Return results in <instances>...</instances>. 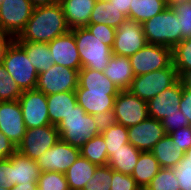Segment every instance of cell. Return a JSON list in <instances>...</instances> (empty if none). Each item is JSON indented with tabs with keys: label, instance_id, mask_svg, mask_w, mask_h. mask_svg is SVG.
Segmentation results:
<instances>
[{
	"label": "cell",
	"instance_id": "obj_34",
	"mask_svg": "<svg viewBox=\"0 0 191 190\" xmlns=\"http://www.w3.org/2000/svg\"><path fill=\"white\" fill-rule=\"evenodd\" d=\"M105 144L108 158L113 154V151L122 148L128 140V128L121 124H114L101 133Z\"/></svg>",
	"mask_w": 191,
	"mask_h": 190
},
{
	"label": "cell",
	"instance_id": "obj_11",
	"mask_svg": "<svg viewBox=\"0 0 191 190\" xmlns=\"http://www.w3.org/2000/svg\"><path fill=\"white\" fill-rule=\"evenodd\" d=\"M18 101L26 128L51 125L47 108V95L43 92L37 89L23 91Z\"/></svg>",
	"mask_w": 191,
	"mask_h": 190
},
{
	"label": "cell",
	"instance_id": "obj_12",
	"mask_svg": "<svg viewBox=\"0 0 191 190\" xmlns=\"http://www.w3.org/2000/svg\"><path fill=\"white\" fill-rule=\"evenodd\" d=\"M147 44L142 23L126 19L117 29L112 47L114 55L130 57Z\"/></svg>",
	"mask_w": 191,
	"mask_h": 190
},
{
	"label": "cell",
	"instance_id": "obj_31",
	"mask_svg": "<svg viewBox=\"0 0 191 190\" xmlns=\"http://www.w3.org/2000/svg\"><path fill=\"white\" fill-rule=\"evenodd\" d=\"M150 152L158 160L161 168H174L184 155V152L176 151L173 139L169 134L160 139Z\"/></svg>",
	"mask_w": 191,
	"mask_h": 190
},
{
	"label": "cell",
	"instance_id": "obj_30",
	"mask_svg": "<svg viewBox=\"0 0 191 190\" xmlns=\"http://www.w3.org/2000/svg\"><path fill=\"white\" fill-rule=\"evenodd\" d=\"M77 89H88L90 91H120L113 82L105 76L104 72L91 68L79 70Z\"/></svg>",
	"mask_w": 191,
	"mask_h": 190
},
{
	"label": "cell",
	"instance_id": "obj_24",
	"mask_svg": "<svg viewBox=\"0 0 191 190\" xmlns=\"http://www.w3.org/2000/svg\"><path fill=\"white\" fill-rule=\"evenodd\" d=\"M142 151L130 143H126L108 158L107 165L114 171L132 175Z\"/></svg>",
	"mask_w": 191,
	"mask_h": 190
},
{
	"label": "cell",
	"instance_id": "obj_9",
	"mask_svg": "<svg viewBox=\"0 0 191 190\" xmlns=\"http://www.w3.org/2000/svg\"><path fill=\"white\" fill-rule=\"evenodd\" d=\"M135 76L169 67L172 64V49L155 44H146L129 57Z\"/></svg>",
	"mask_w": 191,
	"mask_h": 190
},
{
	"label": "cell",
	"instance_id": "obj_42",
	"mask_svg": "<svg viewBox=\"0 0 191 190\" xmlns=\"http://www.w3.org/2000/svg\"><path fill=\"white\" fill-rule=\"evenodd\" d=\"M112 185L110 190H141L131 175L123 174L112 169Z\"/></svg>",
	"mask_w": 191,
	"mask_h": 190
},
{
	"label": "cell",
	"instance_id": "obj_13",
	"mask_svg": "<svg viewBox=\"0 0 191 190\" xmlns=\"http://www.w3.org/2000/svg\"><path fill=\"white\" fill-rule=\"evenodd\" d=\"M113 110L116 122L127 128L142 122L149 116L147 102L131 94L128 90L120 91L117 94Z\"/></svg>",
	"mask_w": 191,
	"mask_h": 190
},
{
	"label": "cell",
	"instance_id": "obj_10",
	"mask_svg": "<svg viewBox=\"0 0 191 190\" xmlns=\"http://www.w3.org/2000/svg\"><path fill=\"white\" fill-rule=\"evenodd\" d=\"M60 139L55 125H46L37 128H26L24 138L17 151L36 161L47 149L54 146Z\"/></svg>",
	"mask_w": 191,
	"mask_h": 190
},
{
	"label": "cell",
	"instance_id": "obj_41",
	"mask_svg": "<svg viewBox=\"0 0 191 190\" xmlns=\"http://www.w3.org/2000/svg\"><path fill=\"white\" fill-rule=\"evenodd\" d=\"M86 28L101 42L107 44L111 48L114 44L116 29L105 24H88Z\"/></svg>",
	"mask_w": 191,
	"mask_h": 190
},
{
	"label": "cell",
	"instance_id": "obj_54",
	"mask_svg": "<svg viewBox=\"0 0 191 190\" xmlns=\"http://www.w3.org/2000/svg\"><path fill=\"white\" fill-rule=\"evenodd\" d=\"M187 0H167L168 6L172 7L173 5L185 2Z\"/></svg>",
	"mask_w": 191,
	"mask_h": 190
},
{
	"label": "cell",
	"instance_id": "obj_28",
	"mask_svg": "<svg viewBox=\"0 0 191 190\" xmlns=\"http://www.w3.org/2000/svg\"><path fill=\"white\" fill-rule=\"evenodd\" d=\"M160 169L159 162L154 155L150 151H145L141 152L131 176L141 189H145Z\"/></svg>",
	"mask_w": 191,
	"mask_h": 190
},
{
	"label": "cell",
	"instance_id": "obj_16",
	"mask_svg": "<svg viewBox=\"0 0 191 190\" xmlns=\"http://www.w3.org/2000/svg\"><path fill=\"white\" fill-rule=\"evenodd\" d=\"M0 131L16 147L22 142L26 127L19 101L0 102Z\"/></svg>",
	"mask_w": 191,
	"mask_h": 190
},
{
	"label": "cell",
	"instance_id": "obj_52",
	"mask_svg": "<svg viewBox=\"0 0 191 190\" xmlns=\"http://www.w3.org/2000/svg\"><path fill=\"white\" fill-rule=\"evenodd\" d=\"M33 7H41L45 5L54 4L59 0H30Z\"/></svg>",
	"mask_w": 191,
	"mask_h": 190
},
{
	"label": "cell",
	"instance_id": "obj_33",
	"mask_svg": "<svg viewBox=\"0 0 191 190\" xmlns=\"http://www.w3.org/2000/svg\"><path fill=\"white\" fill-rule=\"evenodd\" d=\"M172 63L180 78L191 71V38L182 40L172 48Z\"/></svg>",
	"mask_w": 191,
	"mask_h": 190
},
{
	"label": "cell",
	"instance_id": "obj_2",
	"mask_svg": "<svg viewBox=\"0 0 191 190\" xmlns=\"http://www.w3.org/2000/svg\"><path fill=\"white\" fill-rule=\"evenodd\" d=\"M56 127L61 141L79 149L85 142L100 134L93 115L86 113L78 103Z\"/></svg>",
	"mask_w": 191,
	"mask_h": 190
},
{
	"label": "cell",
	"instance_id": "obj_44",
	"mask_svg": "<svg viewBox=\"0 0 191 190\" xmlns=\"http://www.w3.org/2000/svg\"><path fill=\"white\" fill-rule=\"evenodd\" d=\"M162 126L166 134H170L179 128L189 126V121L180 109L172 115L166 116L161 120Z\"/></svg>",
	"mask_w": 191,
	"mask_h": 190
},
{
	"label": "cell",
	"instance_id": "obj_19",
	"mask_svg": "<svg viewBox=\"0 0 191 190\" xmlns=\"http://www.w3.org/2000/svg\"><path fill=\"white\" fill-rule=\"evenodd\" d=\"M120 91H90L76 89L77 103L90 115L114 109L115 97Z\"/></svg>",
	"mask_w": 191,
	"mask_h": 190
},
{
	"label": "cell",
	"instance_id": "obj_5",
	"mask_svg": "<svg viewBox=\"0 0 191 190\" xmlns=\"http://www.w3.org/2000/svg\"><path fill=\"white\" fill-rule=\"evenodd\" d=\"M179 79L177 69L172 63L169 67L135 76L128 91L148 102L163 90L174 85Z\"/></svg>",
	"mask_w": 191,
	"mask_h": 190
},
{
	"label": "cell",
	"instance_id": "obj_22",
	"mask_svg": "<svg viewBox=\"0 0 191 190\" xmlns=\"http://www.w3.org/2000/svg\"><path fill=\"white\" fill-rule=\"evenodd\" d=\"M9 159L13 166V186L17 184H34L38 182L40 169L31 158L23 155L19 151L12 154Z\"/></svg>",
	"mask_w": 191,
	"mask_h": 190
},
{
	"label": "cell",
	"instance_id": "obj_45",
	"mask_svg": "<svg viewBox=\"0 0 191 190\" xmlns=\"http://www.w3.org/2000/svg\"><path fill=\"white\" fill-rule=\"evenodd\" d=\"M13 186V166L9 158L0 160V187L10 189Z\"/></svg>",
	"mask_w": 191,
	"mask_h": 190
},
{
	"label": "cell",
	"instance_id": "obj_8",
	"mask_svg": "<svg viewBox=\"0 0 191 190\" xmlns=\"http://www.w3.org/2000/svg\"><path fill=\"white\" fill-rule=\"evenodd\" d=\"M79 71L55 64L37 77V90L45 95L75 91L78 87Z\"/></svg>",
	"mask_w": 191,
	"mask_h": 190
},
{
	"label": "cell",
	"instance_id": "obj_48",
	"mask_svg": "<svg viewBox=\"0 0 191 190\" xmlns=\"http://www.w3.org/2000/svg\"><path fill=\"white\" fill-rule=\"evenodd\" d=\"M17 151V147L0 131V160L9 158Z\"/></svg>",
	"mask_w": 191,
	"mask_h": 190
},
{
	"label": "cell",
	"instance_id": "obj_38",
	"mask_svg": "<svg viewBox=\"0 0 191 190\" xmlns=\"http://www.w3.org/2000/svg\"><path fill=\"white\" fill-rule=\"evenodd\" d=\"M38 190H70L64 173L41 172L38 178Z\"/></svg>",
	"mask_w": 191,
	"mask_h": 190
},
{
	"label": "cell",
	"instance_id": "obj_25",
	"mask_svg": "<svg viewBox=\"0 0 191 190\" xmlns=\"http://www.w3.org/2000/svg\"><path fill=\"white\" fill-rule=\"evenodd\" d=\"M97 167V165L80 155L64 173L69 189L83 190L89 178L94 175Z\"/></svg>",
	"mask_w": 191,
	"mask_h": 190
},
{
	"label": "cell",
	"instance_id": "obj_15",
	"mask_svg": "<svg viewBox=\"0 0 191 190\" xmlns=\"http://www.w3.org/2000/svg\"><path fill=\"white\" fill-rule=\"evenodd\" d=\"M165 135L161 121L149 116L142 122L128 127L129 143L142 152L151 151Z\"/></svg>",
	"mask_w": 191,
	"mask_h": 190
},
{
	"label": "cell",
	"instance_id": "obj_6",
	"mask_svg": "<svg viewBox=\"0 0 191 190\" xmlns=\"http://www.w3.org/2000/svg\"><path fill=\"white\" fill-rule=\"evenodd\" d=\"M26 52L13 41L6 50L3 66L22 91L36 88L38 73Z\"/></svg>",
	"mask_w": 191,
	"mask_h": 190
},
{
	"label": "cell",
	"instance_id": "obj_32",
	"mask_svg": "<svg viewBox=\"0 0 191 190\" xmlns=\"http://www.w3.org/2000/svg\"><path fill=\"white\" fill-rule=\"evenodd\" d=\"M80 155L97 166H106L108 155L102 134L94 136L80 148Z\"/></svg>",
	"mask_w": 191,
	"mask_h": 190
},
{
	"label": "cell",
	"instance_id": "obj_40",
	"mask_svg": "<svg viewBox=\"0 0 191 190\" xmlns=\"http://www.w3.org/2000/svg\"><path fill=\"white\" fill-rule=\"evenodd\" d=\"M174 175L179 182L180 190H191V162L187 161L185 154L174 167Z\"/></svg>",
	"mask_w": 191,
	"mask_h": 190
},
{
	"label": "cell",
	"instance_id": "obj_23",
	"mask_svg": "<svg viewBox=\"0 0 191 190\" xmlns=\"http://www.w3.org/2000/svg\"><path fill=\"white\" fill-rule=\"evenodd\" d=\"M47 103L50 124L57 126L77 104L76 93L75 91H67L47 95Z\"/></svg>",
	"mask_w": 191,
	"mask_h": 190
},
{
	"label": "cell",
	"instance_id": "obj_56",
	"mask_svg": "<svg viewBox=\"0 0 191 190\" xmlns=\"http://www.w3.org/2000/svg\"><path fill=\"white\" fill-rule=\"evenodd\" d=\"M0 190H11V189H6L5 187H0Z\"/></svg>",
	"mask_w": 191,
	"mask_h": 190
},
{
	"label": "cell",
	"instance_id": "obj_27",
	"mask_svg": "<svg viewBox=\"0 0 191 190\" xmlns=\"http://www.w3.org/2000/svg\"><path fill=\"white\" fill-rule=\"evenodd\" d=\"M27 54L37 73L45 72L54 65L48 43L16 42Z\"/></svg>",
	"mask_w": 191,
	"mask_h": 190
},
{
	"label": "cell",
	"instance_id": "obj_29",
	"mask_svg": "<svg viewBox=\"0 0 191 190\" xmlns=\"http://www.w3.org/2000/svg\"><path fill=\"white\" fill-rule=\"evenodd\" d=\"M167 0H131L127 19L144 23L167 8Z\"/></svg>",
	"mask_w": 191,
	"mask_h": 190
},
{
	"label": "cell",
	"instance_id": "obj_53",
	"mask_svg": "<svg viewBox=\"0 0 191 190\" xmlns=\"http://www.w3.org/2000/svg\"><path fill=\"white\" fill-rule=\"evenodd\" d=\"M181 79L187 87L191 88V71L186 72Z\"/></svg>",
	"mask_w": 191,
	"mask_h": 190
},
{
	"label": "cell",
	"instance_id": "obj_18",
	"mask_svg": "<svg viewBox=\"0 0 191 190\" xmlns=\"http://www.w3.org/2000/svg\"><path fill=\"white\" fill-rule=\"evenodd\" d=\"M48 45L55 64L78 71L82 68L74 33L71 30L53 39Z\"/></svg>",
	"mask_w": 191,
	"mask_h": 190
},
{
	"label": "cell",
	"instance_id": "obj_46",
	"mask_svg": "<svg viewBox=\"0 0 191 190\" xmlns=\"http://www.w3.org/2000/svg\"><path fill=\"white\" fill-rule=\"evenodd\" d=\"M93 117L95 120L96 128L100 134L110 126H113L117 123L114 110L101 112L99 114L93 115Z\"/></svg>",
	"mask_w": 191,
	"mask_h": 190
},
{
	"label": "cell",
	"instance_id": "obj_14",
	"mask_svg": "<svg viewBox=\"0 0 191 190\" xmlns=\"http://www.w3.org/2000/svg\"><path fill=\"white\" fill-rule=\"evenodd\" d=\"M80 156V149L61 141L39 156L36 163L41 172H61L66 170L78 159Z\"/></svg>",
	"mask_w": 191,
	"mask_h": 190
},
{
	"label": "cell",
	"instance_id": "obj_50",
	"mask_svg": "<svg viewBox=\"0 0 191 190\" xmlns=\"http://www.w3.org/2000/svg\"><path fill=\"white\" fill-rule=\"evenodd\" d=\"M110 4H113L120 12L126 17L129 15L131 0H108Z\"/></svg>",
	"mask_w": 191,
	"mask_h": 190
},
{
	"label": "cell",
	"instance_id": "obj_7",
	"mask_svg": "<svg viewBox=\"0 0 191 190\" xmlns=\"http://www.w3.org/2000/svg\"><path fill=\"white\" fill-rule=\"evenodd\" d=\"M33 8L30 0H1L0 33L16 38L30 19Z\"/></svg>",
	"mask_w": 191,
	"mask_h": 190
},
{
	"label": "cell",
	"instance_id": "obj_39",
	"mask_svg": "<svg viewBox=\"0 0 191 190\" xmlns=\"http://www.w3.org/2000/svg\"><path fill=\"white\" fill-rule=\"evenodd\" d=\"M181 28V41L191 38V0L173 5Z\"/></svg>",
	"mask_w": 191,
	"mask_h": 190
},
{
	"label": "cell",
	"instance_id": "obj_17",
	"mask_svg": "<svg viewBox=\"0 0 191 190\" xmlns=\"http://www.w3.org/2000/svg\"><path fill=\"white\" fill-rule=\"evenodd\" d=\"M182 98V79L180 78L174 85L163 90L158 95L147 102L148 115L156 120L172 115L179 110Z\"/></svg>",
	"mask_w": 191,
	"mask_h": 190
},
{
	"label": "cell",
	"instance_id": "obj_4",
	"mask_svg": "<svg viewBox=\"0 0 191 190\" xmlns=\"http://www.w3.org/2000/svg\"><path fill=\"white\" fill-rule=\"evenodd\" d=\"M80 55L82 68L104 72L113 55L112 48L95 37L86 27L71 29Z\"/></svg>",
	"mask_w": 191,
	"mask_h": 190
},
{
	"label": "cell",
	"instance_id": "obj_47",
	"mask_svg": "<svg viewBox=\"0 0 191 190\" xmlns=\"http://www.w3.org/2000/svg\"><path fill=\"white\" fill-rule=\"evenodd\" d=\"M180 111L186 116L191 126V88L182 81V98L179 104Z\"/></svg>",
	"mask_w": 191,
	"mask_h": 190
},
{
	"label": "cell",
	"instance_id": "obj_35",
	"mask_svg": "<svg viewBox=\"0 0 191 190\" xmlns=\"http://www.w3.org/2000/svg\"><path fill=\"white\" fill-rule=\"evenodd\" d=\"M23 91L14 82L7 69L0 65V102L18 101Z\"/></svg>",
	"mask_w": 191,
	"mask_h": 190
},
{
	"label": "cell",
	"instance_id": "obj_21",
	"mask_svg": "<svg viewBox=\"0 0 191 190\" xmlns=\"http://www.w3.org/2000/svg\"><path fill=\"white\" fill-rule=\"evenodd\" d=\"M104 74L120 91L128 90L135 77L129 57L114 54L105 67Z\"/></svg>",
	"mask_w": 191,
	"mask_h": 190
},
{
	"label": "cell",
	"instance_id": "obj_20",
	"mask_svg": "<svg viewBox=\"0 0 191 190\" xmlns=\"http://www.w3.org/2000/svg\"><path fill=\"white\" fill-rule=\"evenodd\" d=\"M97 0H59L69 29L86 27Z\"/></svg>",
	"mask_w": 191,
	"mask_h": 190
},
{
	"label": "cell",
	"instance_id": "obj_1",
	"mask_svg": "<svg viewBox=\"0 0 191 190\" xmlns=\"http://www.w3.org/2000/svg\"><path fill=\"white\" fill-rule=\"evenodd\" d=\"M69 30L62 6L57 1L33 8L30 19L14 41L49 43Z\"/></svg>",
	"mask_w": 191,
	"mask_h": 190
},
{
	"label": "cell",
	"instance_id": "obj_43",
	"mask_svg": "<svg viewBox=\"0 0 191 190\" xmlns=\"http://www.w3.org/2000/svg\"><path fill=\"white\" fill-rule=\"evenodd\" d=\"M177 152H186L191 147V127H183L169 134Z\"/></svg>",
	"mask_w": 191,
	"mask_h": 190
},
{
	"label": "cell",
	"instance_id": "obj_37",
	"mask_svg": "<svg viewBox=\"0 0 191 190\" xmlns=\"http://www.w3.org/2000/svg\"><path fill=\"white\" fill-rule=\"evenodd\" d=\"M112 168L108 165L98 166L94 175L89 178L83 190H110L112 185Z\"/></svg>",
	"mask_w": 191,
	"mask_h": 190
},
{
	"label": "cell",
	"instance_id": "obj_36",
	"mask_svg": "<svg viewBox=\"0 0 191 190\" xmlns=\"http://www.w3.org/2000/svg\"><path fill=\"white\" fill-rule=\"evenodd\" d=\"M174 168H161L144 190H180Z\"/></svg>",
	"mask_w": 191,
	"mask_h": 190
},
{
	"label": "cell",
	"instance_id": "obj_3",
	"mask_svg": "<svg viewBox=\"0 0 191 190\" xmlns=\"http://www.w3.org/2000/svg\"><path fill=\"white\" fill-rule=\"evenodd\" d=\"M142 25L148 44L172 49L181 42V28L174 9L170 6Z\"/></svg>",
	"mask_w": 191,
	"mask_h": 190
},
{
	"label": "cell",
	"instance_id": "obj_51",
	"mask_svg": "<svg viewBox=\"0 0 191 190\" xmlns=\"http://www.w3.org/2000/svg\"><path fill=\"white\" fill-rule=\"evenodd\" d=\"M11 190H38V182L34 184H17L10 188Z\"/></svg>",
	"mask_w": 191,
	"mask_h": 190
},
{
	"label": "cell",
	"instance_id": "obj_49",
	"mask_svg": "<svg viewBox=\"0 0 191 190\" xmlns=\"http://www.w3.org/2000/svg\"><path fill=\"white\" fill-rule=\"evenodd\" d=\"M14 40V37L0 33V65L3 64L7 48Z\"/></svg>",
	"mask_w": 191,
	"mask_h": 190
},
{
	"label": "cell",
	"instance_id": "obj_55",
	"mask_svg": "<svg viewBox=\"0 0 191 190\" xmlns=\"http://www.w3.org/2000/svg\"><path fill=\"white\" fill-rule=\"evenodd\" d=\"M184 154L187 156V161L191 162V147Z\"/></svg>",
	"mask_w": 191,
	"mask_h": 190
},
{
	"label": "cell",
	"instance_id": "obj_26",
	"mask_svg": "<svg viewBox=\"0 0 191 190\" xmlns=\"http://www.w3.org/2000/svg\"><path fill=\"white\" fill-rule=\"evenodd\" d=\"M127 17L108 0H97L89 24H105L117 29Z\"/></svg>",
	"mask_w": 191,
	"mask_h": 190
}]
</instances>
